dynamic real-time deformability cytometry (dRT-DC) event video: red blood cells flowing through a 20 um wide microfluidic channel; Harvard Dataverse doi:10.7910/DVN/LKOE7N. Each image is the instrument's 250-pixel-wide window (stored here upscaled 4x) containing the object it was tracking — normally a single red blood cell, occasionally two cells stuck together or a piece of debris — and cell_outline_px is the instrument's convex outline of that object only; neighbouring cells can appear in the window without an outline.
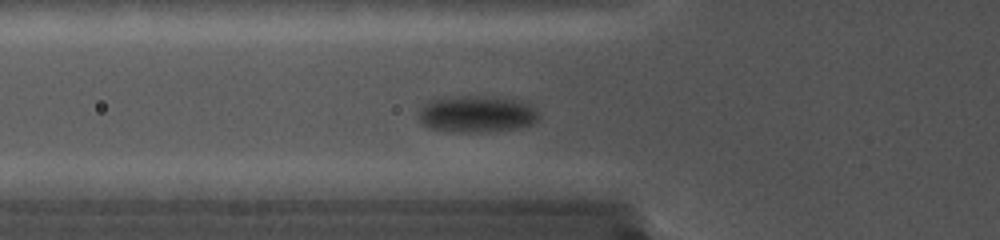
{"species": "common noctule bat (a hibernating species)", "species_latin": "Nyctalus noctula", "temperature_condition": "cold", "stored_images_in_passage": 25, "camera_frame_rate_fps": 5000, "um_per_image_px": 0.085, "animal": {"sex": "female", "body_mass_g": 19.0, "forearm_length_mm": 56.7}, "frame": {"image": 1, "passage_image": 7, "time_ms": 1.2, "image_size_px": [1000, 240], "cell_outline_px": [[540, 116], [532, 124], [520, 128], [484, 132], [444, 132], [428, 128], [416, 116], [420, 108], [428, 100], [464, 96], [476, 96], [516, 100], [528, 104], [540, 112]], "centroid_in_image_um": [40.48, 9.72], "position_along_channel_um": 85.3, "area_um2": 25.84}}
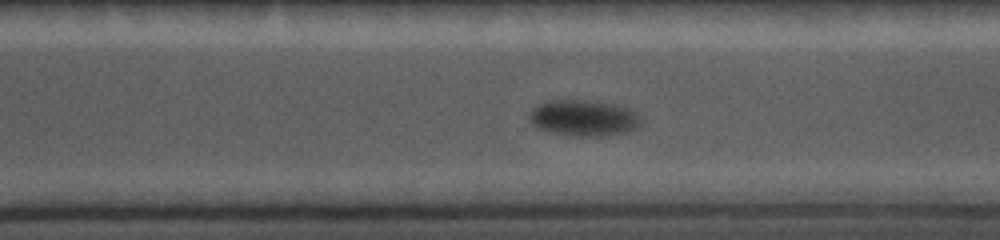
{"frame": {"image": 2, "passage_image": 19, "time_ms": 3.6, "image_size_px": [1000, 240], "cell_outline_px": [[640, 124], [636, 128], [628, 132], [604, 136], [580, 136], [552, 132], [536, 128], [528, 120], [528, 112], [532, 108], [548, 100], [596, 100], [620, 104], [636, 112], [640, 116]], "centroid_in_image_um": [49.61, 10.01], "position_along_channel_um": 321.0, "area_um2": 23.93}}
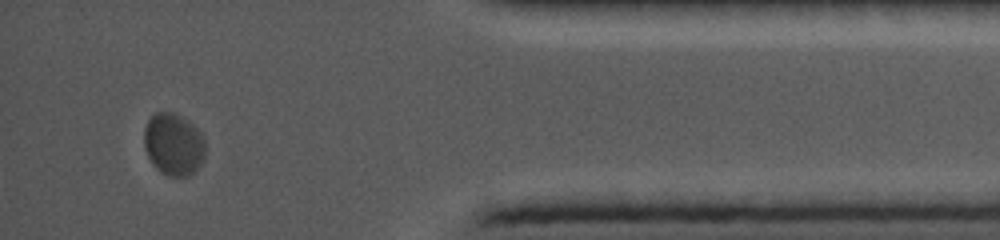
{"frame": {"image": 3, "passage_image": 24, "time_ms": 4.6, "image_size_px": [1000, 240], "cell_outline_px": [[204, 156], [200, 164], [188, 176], [168, 176], [160, 172], [152, 164], [144, 148], [144, 128], [148, 120], [156, 112], [172, 112], [184, 116], [204, 136]], "centroid_in_image_um": [14.73, 12.25], "position_along_channel_um": 420.5, "area_um2": 22.25}}